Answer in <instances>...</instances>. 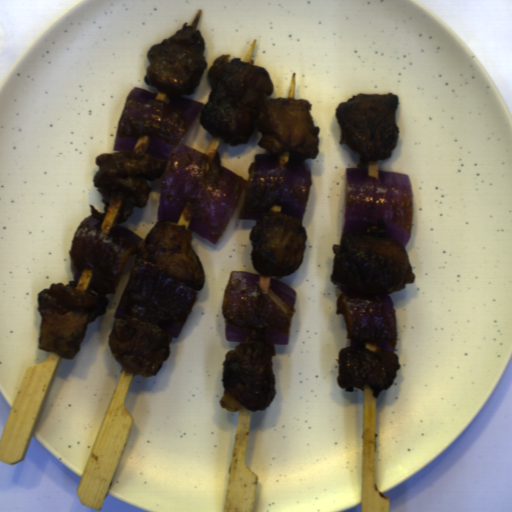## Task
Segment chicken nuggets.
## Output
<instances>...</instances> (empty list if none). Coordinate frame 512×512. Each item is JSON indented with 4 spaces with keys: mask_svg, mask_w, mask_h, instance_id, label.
<instances>
[{
    "mask_svg": "<svg viewBox=\"0 0 512 512\" xmlns=\"http://www.w3.org/2000/svg\"><path fill=\"white\" fill-rule=\"evenodd\" d=\"M223 54L208 67L212 90L199 121L206 132L231 147L248 143L258 131V146L274 156L277 165L307 161L319 154L320 127L305 100L271 98L275 91L265 67Z\"/></svg>",
    "mask_w": 512,
    "mask_h": 512,
    "instance_id": "obj_1",
    "label": "chicken nuggets"
},
{
    "mask_svg": "<svg viewBox=\"0 0 512 512\" xmlns=\"http://www.w3.org/2000/svg\"><path fill=\"white\" fill-rule=\"evenodd\" d=\"M332 249L331 280L346 295H386L415 281L405 246L383 234L342 233Z\"/></svg>",
    "mask_w": 512,
    "mask_h": 512,
    "instance_id": "obj_2",
    "label": "chicken nuggets"
},
{
    "mask_svg": "<svg viewBox=\"0 0 512 512\" xmlns=\"http://www.w3.org/2000/svg\"><path fill=\"white\" fill-rule=\"evenodd\" d=\"M78 282L51 284L37 296L41 315L38 348L73 359L84 341L89 323L105 315L109 299L93 291L76 289Z\"/></svg>",
    "mask_w": 512,
    "mask_h": 512,
    "instance_id": "obj_3",
    "label": "chicken nuggets"
},
{
    "mask_svg": "<svg viewBox=\"0 0 512 512\" xmlns=\"http://www.w3.org/2000/svg\"><path fill=\"white\" fill-rule=\"evenodd\" d=\"M396 94H356L340 102L335 116L340 126V144L365 160H384L396 149L400 135L396 123Z\"/></svg>",
    "mask_w": 512,
    "mask_h": 512,
    "instance_id": "obj_4",
    "label": "chicken nuggets"
},
{
    "mask_svg": "<svg viewBox=\"0 0 512 512\" xmlns=\"http://www.w3.org/2000/svg\"><path fill=\"white\" fill-rule=\"evenodd\" d=\"M275 355L276 347L270 339L242 342L228 351L222 363L224 391L220 406L229 412L265 411L276 395Z\"/></svg>",
    "mask_w": 512,
    "mask_h": 512,
    "instance_id": "obj_5",
    "label": "chicken nuggets"
},
{
    "mask_svg": "<svg viewBox=\"0 0 512 512\" xmlns=\"http://www.w3.org/2000/svg\"><path fill=\"white\" fill-rule=\"evenodd\" d=\"M98 171L93 182L107 208L121 201L118 224L127 221L134 208H144L151 188L146 180L162 179L166 160L150 155L125 151L104 153L95 159Z\"/></svg>",
    "mask_w": 512,
    "mask_h": 512,
    "instance_id": "obj_6",
    "label": "chicken nuggets"
},
{
    "mask_svg": "<svg viewBox=\"0 0 512 512\" xmlns=\"http://www.w3.org/2000/svg\"><path fill=\"white\" fill-rule=\"evenodd\" d=\"M205 44L200 30L184 23L168 39L153 46L146 85L176 97L192 95L207 70Z\"/></svg>",
    "mask_w": 512,
    "mask_h": 512,
    "instance_id": "obj_7",
    "label": "chicken nuggets"
},
{
    "mask_svg": "<svg viewBox=\"0 0 512 512\" xmlns=\"http://www.w3.org/2000/svg\"><path fill=\"white\" fill-rule=\"evenodd\" d=\"M249 238L252 265L259 275L287 276L303 263L306 232L301 218L265 211Z\"/></svg>",
    "mask_w": 512,
    "mask_h": 512,
    "instance_id": "obj_8",
    "label": "chicken nuggets"
},
{
    "mask_svg": "<svg viewBox=\"0 0 512 512\" xmlns=\"http://www.w3.org/2000/svg\"><path fill=\"white\" fill-rule=\"evenodd\" d=\"M193 230L171 222H157L135 253L131 271L150 265L192 291L205 286L204 268L192 246Z\"/></svg>",
    "mask_w": 512,
    "mask_h": 512,
    "instance_id": "obj_9",
    "label": "chicken nuggets"
},
{
    "mask_svg": "<svg viewBox=\"0 0 512 512\" xmlns=\"http://www.w3.org/2000/svg\"><path fill=\"white\" fill-rule=\"evenodd\" d=\"M173 335L139 318H116L110 335L111 353L129 373L155 376L170 355Z\"/></svg>",
    "mask_w": 512,
    "mask_h": 512,
    "instance_id": "obj_10",
    "label": "chicken nuggets"
},
{
    "mask_svg": "<svg viewBox=\"0 0 512 512\" xmlns=\"http://www.w3.org/2000/svg\"><path fill=\"white\" fill-rule=\"evenodd\" d=\"M337 381L345 392L358 388L364 392L365 384L372 389L374 398L387 390L397 377L400 365L398 355L391 351H370L356 346H345L339 351Z\"/></svg>",
    "mask_w": 512,
    "mask_h": 512,
    "instance_id": "obj_11",
    "label": "chicken nuggets"
}]
</instances>
